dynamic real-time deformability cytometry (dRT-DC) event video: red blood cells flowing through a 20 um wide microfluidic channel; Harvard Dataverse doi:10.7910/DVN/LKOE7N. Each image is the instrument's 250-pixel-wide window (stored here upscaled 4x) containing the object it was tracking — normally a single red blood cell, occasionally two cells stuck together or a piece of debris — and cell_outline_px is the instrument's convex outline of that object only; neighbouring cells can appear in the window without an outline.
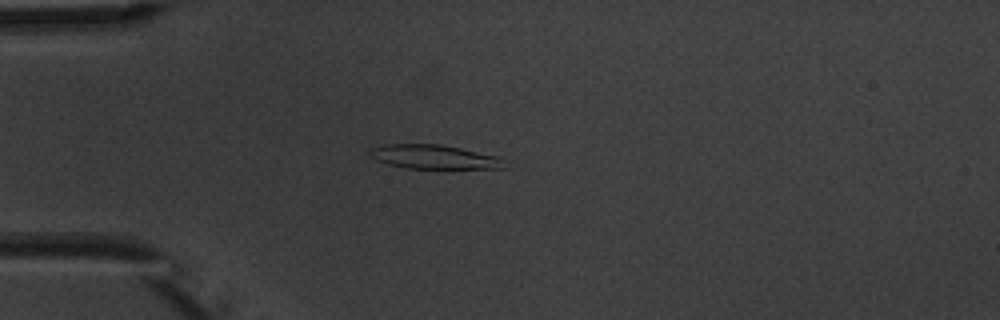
{"species": "common noctule bat (a hibernating species)", "species_latin": "Nyctalus noctula", "temperature_condition": "warm", "stored_images_in_passage": 3, "camera_frame_rate_fps": 3000, "um_per_image_px": 0.085, "animal": {"sex": "male", "body_mass_g": 20.1, "forearm_length_mm": 53.5}, "frame": {"image": 1, "passage_image": 3, "time_ms": 2.0, "image_size_px": [1000, 320], "cell_outline_px": [[508, 160], [504, 168], [404, 168], [388, 164], [376, 160], [368, 156], [368, 148], [384, 144], [440, 144], [500, 156]], "centroid_in_image_um": [36.89, 13.33], "position_along_channel_um": 48.1, "area_um2": 19.19}}